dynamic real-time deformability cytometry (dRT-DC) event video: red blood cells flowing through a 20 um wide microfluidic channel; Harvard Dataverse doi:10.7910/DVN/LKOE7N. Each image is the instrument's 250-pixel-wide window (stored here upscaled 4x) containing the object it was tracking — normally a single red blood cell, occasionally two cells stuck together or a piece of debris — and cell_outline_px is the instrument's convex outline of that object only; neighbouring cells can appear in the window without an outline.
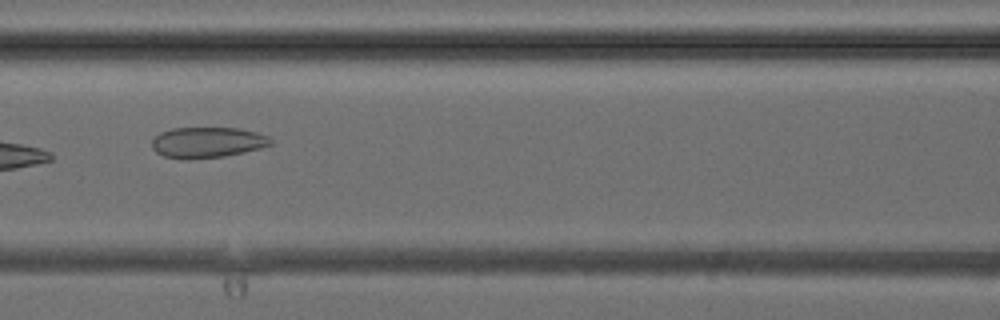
{"species": "common noctule bat (a hibernating species)", "species_latin": "Nyctalus noctula", "temperature_condition": "cold", "stored_images_in_passage": 6, "camera_frame_rate_fps": 3000, "um_per_image_px": 0.085, "animal": {"sex": "female", "body_mass_g": 24.6, "forearm_length_mm": 56.2}, "frame": {"image": 1, "passage_image": 6, "time_ms": 5.667, "image_size_px": [1000, 320], "cell_outline_px": [[272, 144], [260, 148], [244, 152], [224, 156], [188, 160], [184, 160], [164, 156], [156, 152], [152, 148], [152, 140], [160, 132], [172, 128], [236, 128], [256, 132], [268, 136], [272, 140]], "centroid_in_image_um": [17.6, 12.11], "position_along_channel_um": 149.0, "area_um2": 21.33}}